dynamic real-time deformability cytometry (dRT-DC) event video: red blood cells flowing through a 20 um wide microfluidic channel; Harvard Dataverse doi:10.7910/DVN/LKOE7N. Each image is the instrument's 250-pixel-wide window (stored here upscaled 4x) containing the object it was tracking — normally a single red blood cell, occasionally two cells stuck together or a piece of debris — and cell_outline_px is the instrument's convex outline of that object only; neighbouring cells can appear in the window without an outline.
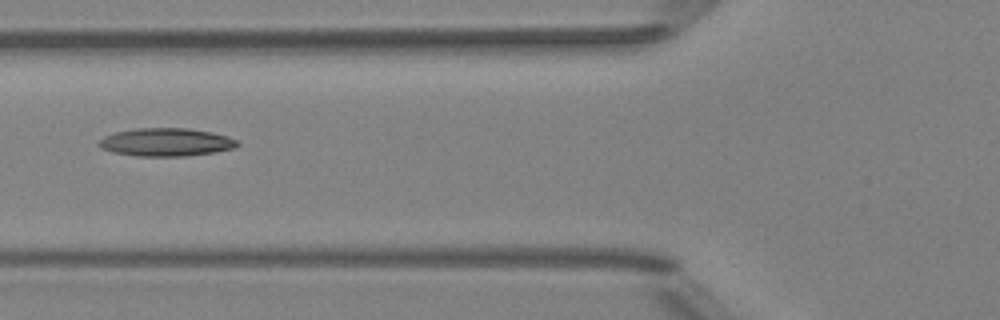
{"species": "Egyptian fruit bat (a non-hibernating species)", "species_latin": "Rousettus aegyptiacus", "temperature_condition": "room temperature", "stored_images_in_passage": 6, "camera_frame_rate_fps": 3000, "um_per_image_px": 0.085, "animal": {"sex": "female"}, "frame": {"image": 1, "passage_image": 5, "time_ms": 5.333, "image_size_px": [1000, 320], "cell_outline_px": [[240, 144], [232, 148], [212, 152], [184, 156], [136, 156], [112, 152], [100, 148], [96, 144], [104, 136], [116, 132], [136, 128], [188, 128], [212, 132], [228, 136], [236, 140]], "centroid_in_image_um": [14.07, 12.08], "position_along_channel_um": 111.7, "area_um2": 22.6}}
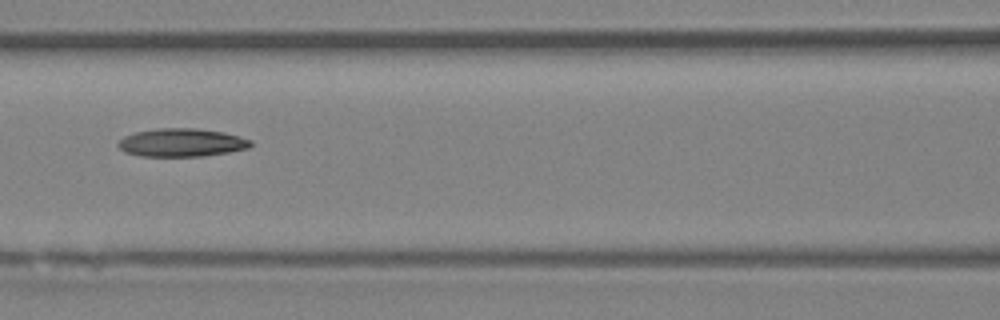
{"frame": {"image": 2, "passage_image": 6, "time_ms": 6.333, "image_size_px": [1000, 320], "cell_outline_px": [[252, 144], [248, 148], [228, 152], [204, 156], [140, 156], [124, 152], [116, 144], [124, 136], [136, 132], [156, 128], [196, 128], [224, 132], [240, 136], [252, 140]], "centroid_in_image_um": [15.44, 12.11], "position_along_channel_um": 151.2, "area_um2": 21.85}}